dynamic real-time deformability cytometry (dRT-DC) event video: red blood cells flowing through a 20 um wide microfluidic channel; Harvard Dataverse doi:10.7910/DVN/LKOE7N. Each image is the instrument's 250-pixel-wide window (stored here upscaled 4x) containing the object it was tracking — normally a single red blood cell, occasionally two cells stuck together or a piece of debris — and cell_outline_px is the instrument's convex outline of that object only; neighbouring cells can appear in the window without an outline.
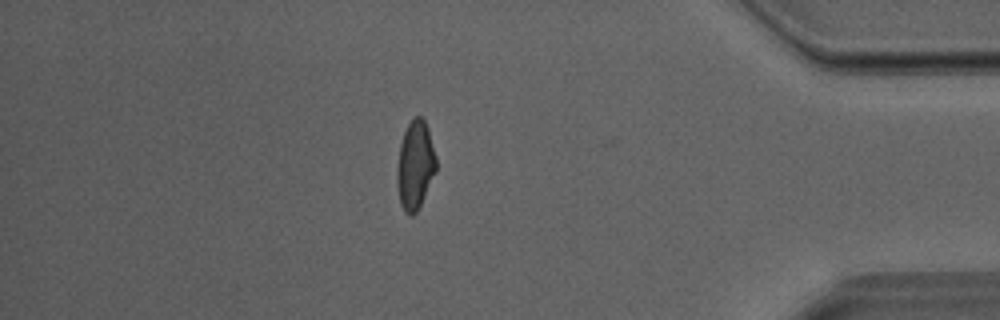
{"species": "Egyptian fruit bat (a non-hibernating species)", "species_latin": "Rousettus aegyptiacus", "temperature_condition": "room temperature", "stored_images_in_passage": 25, "camera_frame_rate_fps": 3000, "um_per_image_px": 0.085, "animal": {"sex": "male"}, "frame": {"image": 1, "passage_image": 24, "time_ms": 7.667, "image_size_px": [1000, 320], "cell_outline_px": [[436, 172], [416, 212], [412, 216], [408, 216], [404, 212], [400, 204], [396, 184], [396, 168], [400, 144], [404, 132], [408, 124], [416, 116], [420, 116], [424, 120], [428, 128], [436, 156]], "centroid_in_image_um": [35.27, 14.06], "position_along_channel_um": 399.9, "area_um2": 20.29}}